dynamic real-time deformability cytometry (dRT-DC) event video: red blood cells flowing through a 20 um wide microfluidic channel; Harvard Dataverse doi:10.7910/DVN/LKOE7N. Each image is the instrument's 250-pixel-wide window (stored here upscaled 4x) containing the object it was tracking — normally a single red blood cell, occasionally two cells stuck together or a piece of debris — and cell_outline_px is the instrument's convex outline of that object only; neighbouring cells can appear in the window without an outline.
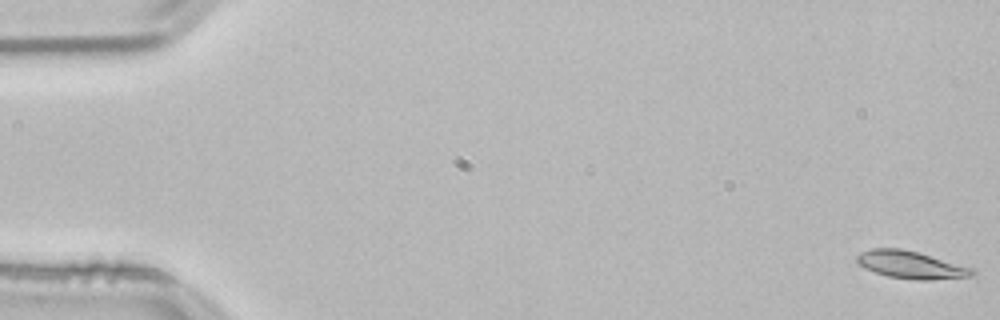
{"species": "common noctule bat (a hibernating species)", "species_latin": "Nyctalus noctula", "temperature_condition": "room temperature", "stored_images_in_passage": 55, "segment_of_instrument_passage": [1, 2], "camera_frame_rate_fps": 3000, "um_per_image_px": 0.085, "animal": {"sex": "male", "body_mass_g": 21.5, "forearm_length_mm": 52.0}, "frame": {"image": 1, "passage_image": 1, "time_ms": 0.0, "image_size_px": [1000, 320], "cell_outline_px": [[976, 272], [972, 276], [928, 280], [916, 280], [888, 276], [864, 268], [856, 260], [856, 256], [860, 252], [872, 248], [900, 248], [920, 252], [976, 268]], "centroid_in_image_um": [77.48, 22.5], "position_along_channel_um": 7.5, "area_um2": 18.73}}
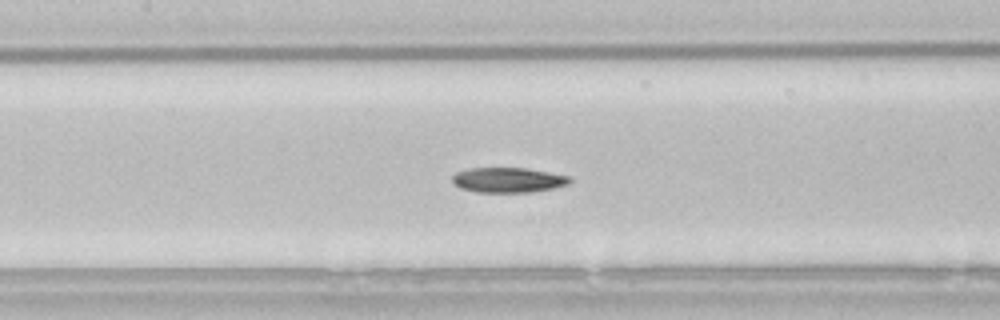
{"frame": {"image": 2, "passage_image": 25, "time_ms": 8.0, "image_size_px": [1000, 320], "cell_outline_px": [[572, 180], [568, 184], [552, 188], [532, 192], [476, 192], [460, 188], [452, 184], [452, 176], [456, 172], [468, 168], [528, 168], [568, 176]], "centroid_in_image_um": [43.14, 15.3], "position_along_channel_um": 164.3, "area_um2": 17.17}}
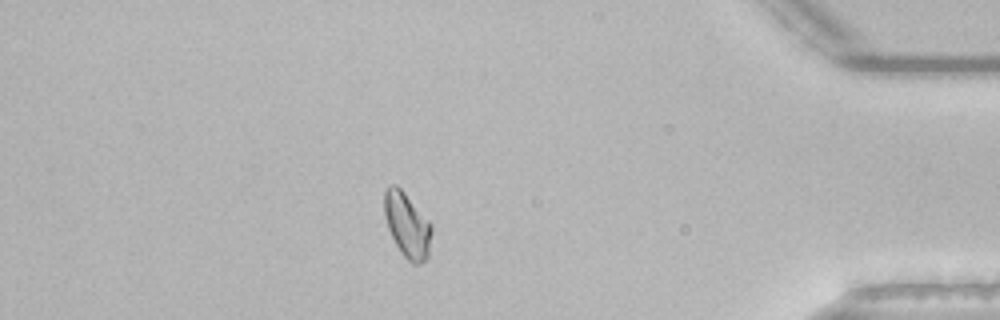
{"frame": {"image": 3, "passage_image": 47, "time_ms": 15.333, "image_size_px": [1000, 320], "cell_outline_px": [[432, 232], [428, 256], [420, 264], [412, 264], [400, 252], [388, 228], [384, 216], [384, 192], [388, 184], [396, 184], [404, 192], [432, 224]], "centroid_in_image_um": [34.6, 19.12], "position_along_channel_um": 400.6, "area_um2": 17.92}}